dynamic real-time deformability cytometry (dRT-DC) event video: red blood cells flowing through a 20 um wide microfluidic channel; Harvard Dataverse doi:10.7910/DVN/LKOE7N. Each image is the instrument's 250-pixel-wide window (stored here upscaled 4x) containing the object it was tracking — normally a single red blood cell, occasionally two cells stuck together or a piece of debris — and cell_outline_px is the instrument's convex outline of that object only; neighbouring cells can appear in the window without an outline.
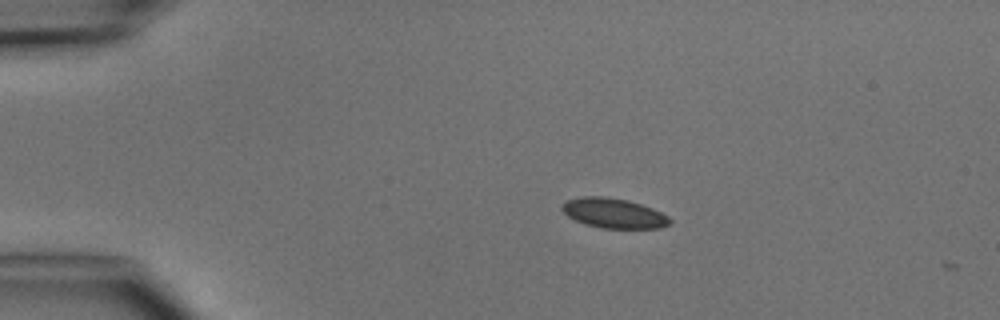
{"species": "common noctule bat (a hibernating species)", "species_latin": "Nyctalus noctula", "temperature_condition": "cold", "stored_images_in_passage": 4, "camera_frame_rate_fps": 3000, "um_per_image_px": 0.085, "animal": {"sex": "male", "body_mass_g": 15.6}, "frame": {"image": 1, "passage_image": 2, "time_ms": 1.333, "image_size_px": [1000, 320], "cell_outline_px": [[672, 224], [660, 228], [604, 228], [584, 224], [568, 216], [560, 208], [564, 200], [580, 196], [604, 196], [628, 200], [652, 208], [668, 216], [672, 220]], "centroid_in_image_um": [52.15, 18.11], "position_along_channel_um": 32.8, "area_um2": 18.9}}